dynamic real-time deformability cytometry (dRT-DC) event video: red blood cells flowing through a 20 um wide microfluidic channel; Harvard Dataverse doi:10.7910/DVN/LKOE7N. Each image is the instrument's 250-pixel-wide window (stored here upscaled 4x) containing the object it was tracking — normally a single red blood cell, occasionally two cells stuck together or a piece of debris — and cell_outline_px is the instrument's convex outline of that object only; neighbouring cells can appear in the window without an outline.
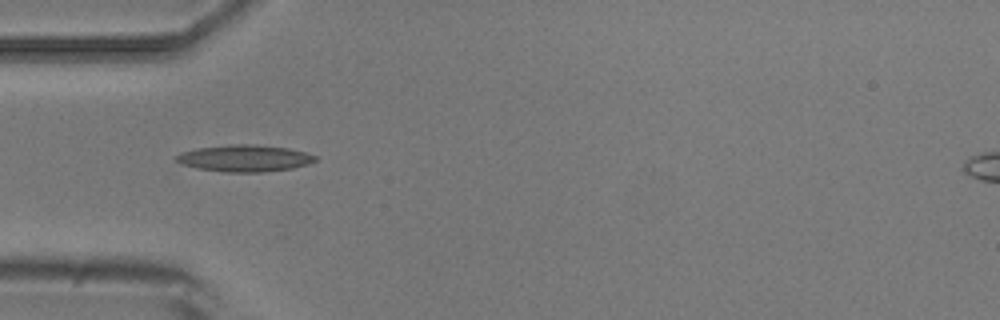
{"species": "common noctule bat (a hibernating species)", "species_latin": "Nyctalus noctula", "temperature_condition": "room temperature", "stored_images_in_passage": 5, "camera_frame_rate_fps": 3000, "um_per_image_px": 0.085, "animal": {"sex": "male", "body_mass_g": 20.5, "forearm_length_mm": 52.5}, "frame": {"image": 1, "passage_image": 5, "time_ms": 4.667, "image_size_px": [1000, 320], "cell_outline_px": [[316, 160], [308, 164], [292, 168], [264, 172], [224, 172], [200, 168], [180, 164], [176, 160], [176, 156], [180, 152], [196, 148], [228, 144], [256, 144], [288, 148], [304, 152], [316, 156]], "centroid_in_image_um": [20.77, 13.44], "position_along_channel_um": 64.2, "area_um2": 21.68}}